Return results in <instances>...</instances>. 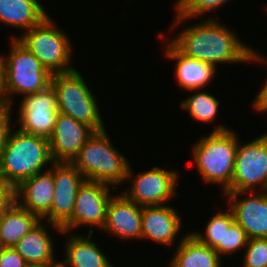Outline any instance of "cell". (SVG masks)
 <instances>
[{"instance_id":"ba28073f","label":"cell","mask_w":267,"mask_h":267,"mask_svg":"<svg viewBox=\"0 0 267 267\" xmlns=\"http://www.w3.org/2000/svg\"><path fill=\"white\" fill-rule=\"evenodd\" d=\"M261 191L267 188V134L247 144H238L234 176L231 186L225 192ZM261 184V186H260Z\"/></svg>"},{"instance_id":"e0dca14e","label":"cell","mask_w":267,"mask_h":267,"mask_svg":"<svg viewBox=\"0 0 267 267\" xmlns=\"http://www.w3.org/2000/svg\"><path fill=\"white\" fill-rule=\"evenodd\" d=\"M177 211L168 205L143 206L142 239L154 240L161 245L174 243L181 229V220Z\"/></svg>"},{"instance_id":"9c48e42d","label":"cell","mask_w":267,"mask_h":267,"mask_svg":"<svg viewBox=\"0 0 267 267\" xmlns=\"http://www.w3.org/2000/svg\"><path fill=\"white\" fill-rule=\"evenodd\" d=\"M53 166L54 199L45 219L62 234V227L73 215L77 192L85 178L71 163L55 162Z\"/></svg>"},{"instance_id":"ffe728a7","label":"cell","mask_w":267,"mask_h":267,"mask_svg":"<svg viewBox=\"0 0 267 267\" xmlns=\"http://www.w3.org/2000/svg\"><path fill=\"white\" fill-rule=\"evenodd\" d=\"M180 240L169 267H221L218 253L201 243L192 233Z\"/></svg>"},{"instance_id":"8992f818","label":"cell","mask_w":267,"mask_h":267,"mask_svg":"<svg viewBox=\"0 0 267 267\" xmlns=\"http://www.w3.org/2000/svg\"><path fill=\"white\" fill-rule=\"evenodd\" d=\"M51 85L56 91L59 113L90 126L95 132L105 130L95 95L77 69L53 74Z\"/></svg>"},{"instance_id":"83f0119b","label":"cell","mask_w":267,"mask_h":267,"mask_svg":"<svg viewBox=\"0 0 267 267\" xmlns=\"http://www.w3.org/2000/svg\"><path fill=\"white\" fill-rule=\"evenodd\" d=\"M249 241L247 233L234 221L231 225H224L223 254H229L246 247Z\"/></svg>"},{"instance_id":"cb8c5ba5","label":"cell","mask_w":267,"mask_h":267,"mask_svg":"<svg viewBox=\"0 0 267 267\" xmlns=\"http://www.w3.org/2000/svg\"><path fill=\"white\" fill-rule=\"evenodd\" d=\"M219 104L213 95L197 91L181 102V108L187 110L195 121L208 123L216 116Z\"/></svg>"},{"instance_id":"f546056e","label":"cell","mask_w":267,"mask_h":267,"mask_svg":"<svg viewBox=\"0 0 267 267\" xmlns=\"http://www.w3.org/2000/svg\"><path fill=\"white\" fill-rule=\"evenodd\" d=\"M25 259L14 249L0 247V267H27Z\"/></svg>"},{"instance_id":"44dd1931","label":"cell","mask_w":267,"mask_h":267,"mask_svg":"<svg viewBox=\"0 0 267 267\" xmlns=\"http://www.w3.org/2000/svg\"><path fill=\"white\" fill-rule=\"evenodd\" d=\"M48 16L38 0H0V22L26 31Z\"/></svg>"},{"instance_id":"5b68a950","label":"cell","mask_w":267,"mask_h":267,"mask_svg":"<svg viewBox=\"0 0 267 267\" xmlns=\"http://www.w3.org/2000/svg\"><path fill=\"white\" fill-rule=\"evenodd\" d=\"M8 57L0 56L3 90L11 104L13 93L25 95L45 90L51 85L52 74L15 37L11 38Z\"/></svg>"},{"instance_id":"d6a6232c","label":"cell","mask_w":267,"mask_h":267,"mask_svg":"<svg viewBox=\"0 0 267 267\" xmlns=\"http://www.w3.org/2000/svg\"><path fill=\"white\" fill-rule=\"evenodd\" d=\"M27 267H62L60 262L44 263V264H29Z\"/></svg>"},{"instance_id":"30bf717a","label":"cell","mask_w":267,"mask_h":267,"mask_svg":"<svg viewBox=\"0 0 267 267\" xmlns=\"http://www.w3.org/2000/svg\"><path fill=\"white\" fill-rule=\"evenodd\" d=\"M18 128L22 132L49 139L53 134L58 112L56 91L52 85L45 90L27 94L20 102Z\"/></svg>"},{"instance_id":"5bb4252c","label":"cell","mask_w":267,"mask_h":267,"mask_svg":"<svg viewBox=\"0 0 267 267\" xmlns=\"http://www.w3.org/2000/svg\"><path fill=\"white\" fill-rule=\"evenodd\" d=\"M94 132L90 126L58 113L53 134L48 139L53 161L70 163Z\"/></svg>"},{"instance_id":"3957f363","label":"cell","mask_w":267,"mask_h":267,"mask_svg":"<svg viewBox=\"0 0 267 267\" xmlns=\"http://www.w3.org/2000/svg\"><path fill=\"white\" fill-rule=\"evenodd\" d=\"M54 164L47 138L21 130L10 133L0 160V178L15 188L40 173L44 165Z\"/></svg>"},{"instance_id":"4dcf8cb0","label":"cell","mask_w":267,"mask_h":267,"mask_svg":"<svg viewBox=\"0 0 267 267\" xmlns=\"http://www.w3.org/2000/svg\"><path fill=\"white\" fill-rule=\"evenodd\" d=\"M16 202L15 187L0 178V217Z\"/></svg>"},{"instance_id":"4316f807","label":"cell","mask_w":267,"mask_h":267,"mask_svg":"<svg viewBox=\"0 0 267 267\" xmlns=\"http://www.w3.org/2000/svg\"><path fill=\"white\" fill-rule=\"evenodd\" d=\"M242 267H267V238H251L246 246Z\"/></svg>"},{"instance_id":"f1b7e54d","label":"cell","mask_w":267,"mask_h":267,"mask_svg":"<svg viewBox=\"0 0 267 267\" xmlns=\"http://www.w3.org/2000/svg\"><path fill=\"white\" fill-rule=\"evenodd\" d=\"M11 103L6 101L0 105V160L2 157L3 150L8 141V137L11 131Z\"/></svg>"},{"instance_id":"1f68e13d","label":"cell","mask_w":267,"mask_h":267,"mask_svg":"<svg viewBox=\"0 0 267 267\" xmlns=\"http://www.w3.org/2000/svg\"><path fill=\"white\" fill-rule=\"evenodd\" d=\"M265 85L260 90L258 95H256L255 100H253V107L259 112H267V79L265 80Z\"/></svg>"},{"instance_id":"52a82bcc","label":"cell","mask_w":267,"mask_h":267,"mask_svg":"<svg viewBox=\"0 0 267 267\" xmlns=\"http://www.w3.org/2000/svg\"><path fill=\"white\" fill-rule=\"evenodd\" d=\"M53 75L74 70L69 65L72 45L68 35L58 30L48 15L40 24L16 38Z\"/></svg>"},{"instance_id":"ac0fdd59","label":"cell","mask_w":267,"mask_h":267,"mask_svg":"<svg viewBox=\"0 0 267 267\" xmlns=\"http://www.w3.org/2000/svg\"><path fill=\"white\" fill-rule=\"evenodd\" d=\"M165 51L168 58L177 61L175 73L181 88L191 91L201 89L216 74L215 65L186 56L172 42L168 43Z\"/></svg>"},{"instance_id":"7402d4cb","label":"cell","mask_w":267,"mask_h":267,"mask_svg":"<svg viewBox=\"0 0 267 267\" xmlns=\"http://www.w3.org/2000/svg\"><path fill=\"white\" fill-rule=\"evenodd\" d=\"M41 219L15 202L0 217V247L13 248Z\"/></svg>"},{"instance_id":"603a6c76","label":"cell","mask_w":267,"mask_h":267,"mask_svg":"<svg viewBox=\"0 0 267 267\" xmlns=\"http://www.w3.org/2000/svg\"><path fill=\"white\" fill-rule=\"evenodd\" d=\"M40 221L30 232L13 247L29 264L56 262L52 236L46 230V224ZM43 225V226H42Z\"/></svg>"},{"instance_id":"d6986e66","label":"cell","mask_w":267,"mask_h":267,"mask_svg":"<svg viewBox=\"0 0 267 267\" xmlns=\"http://www.w3.org/2000/svg\"><path fill=\"white\" fill-rule=\"evenodd\" d=\"M92 233L93 230H89L87 238L77 234L70 235L66 240L62 267H113L98 244L91 241Z\"/></svg>"},{"instance_id":"7a4b0ae2","label":"cell","mask_w":267,"mask_h":267,"mask_svg":"<svg viewBox=\"0 0 267 267\" xmlns=\"http://www.w3.org/2000/svg\"><path fill=\"white\" fill-rule=\"evenodd\" d=\"M105 130L94 132L70 162L85 180L101 182L112 186L120 185L133 176L130 163L111 144Z\"/></svg>"},{"instance_id":"277c9868","label":"cell","mask_w":267,"mask_h":267,"mask_svg":"<svg viewBox=\"0 0 267 267\" xmlns=\"http://www.w3.org/2000/svg\"><path fill=\"white\" fill-rule=\"evenodd\" d=\"M199 140L192 148L194 165L206 183L222 184L224 193L234 176L237 135L221 125Z\"/></svg>"},{"instance_id":"836d02e7","label":"cell","mask_w":267,"mask_h":267,"mask_svg":"<svg viewBox=\"0 0 267 267\" xmlns=\"http://www.w3.org/2000/svg\"><path fill=\"white\" fill-rule=\"evenodd\" d=\"M7 100L4 95V90H3V81H2V72L0 68V105L5 103Z\"/></svg>"},{"instance_id":"2e32d148","label":"cell","mask_w":267,"mask_h":267,"mask_svg":"<svg viewBox=\"0 0 267 267\" xmlns=\"http://www.w3.org/2000/svg\"><path fill=\"white\" fill-rule=\"evenodd\" d=\"M53 168L22 181L15 188L16 202L40 219L50 212L54 199Z\"/></svg>"},{"instance_id":"9a60e30c","label":"cell","mask_w":267,"mask_h":267,"mask_svg":"<svg viewBox=\"0 0 267 267\" xmlns=\"http://www.w3.org/2000/svg\"><path fill=\"white\" fill-rule=\"evenodd\" d=\"M142 212L143 206L136 204L122 192L113 195L107 206L103 229L119 239H142Z\"/></svg>"},{"instance_id":"7c38bea8","label":"cell","mask_w":267,"mask_h":267,"mask_svg":"<svg viewBox=\"0 0 267 267\" xmlns=\"http://www.w3.org/2000/svg\"><path fill=\"white\" fill-rule=\"evenodd\" d=\"M177 180L176 171L155 166L147 172H140L133 179L131 189L122 193L140 206L163 205L176 194Z\"/></svg>"},{"instance_id":"4fadbf2b","label":"cell","mask_w":267,"mask_h":267,"mask_svg":"<svg viewBox=\"0 0 267 267\" xmlns=\"http://www.w3.org/2000/svg\"><path fill=\"white\" fill-rule=\"evenodd\" d=\"M243 193L245 191L223 193L230 199L229 208L235 221L247 233L249 239L267 238V192L258 189L250 191L251 196L246 199L239 198Z\"/></svg>"},{"instance_id":"d4e9b609","label":"cell","mask_w":267,"mask_h":267,"mask_svg":"<svg viewBox=\"0 0 267 267\" xmlns=\"http://www.w3.org/2000/svg\"><path fill=\"white\" fill-rule=\"evenodd\" d=\"M234 221L233 212L229 208L227 212H218L208 221L205 227V234L193 232L192 235H194L201 243L213 248L218 255L221 256L223 255L224 225H231Z\"/></svg>"},{"instance_id":"6da1fadb","label":"cell","mask_w":267,"mask_h":267,"mask_svg":"<svg viewBox=\"0 0 267 267\" xmlns=\"http://www.w3.org/2000/svg\"><path fill=\"white\" fill-rule=\"evenodd\" d=\"M176 38L170 40L183 54L197 60L211 63H244L264 60V57L241 39L229 28L216 19H206L180 31Z\"/></svg>"},{"instance_id":"8fae6325","label":"cell","mask_w":267,"mask_h":267,"mask_svg":"<svg viewBox=\"0 0 267 267\" xmlns=\"http://www.w3.org/2000/svg\"><path fill=\"white\" fill-rule=\"evenodd\" d=\"M109 187L105 183L85 180L78 189L73 215L62 227V233H70V230L82 224L98 226L103 230L107 206L112 197Z\"/></svg>"},{"instance_id":"484cf974","label":"cell","mask_w":267,"mask_h":267,"mask_svg":"<svg viewBox=\"0 0 267 267\" xmlns=\"http://www.w3.org/2000/svg\"><path fill=\"white\" fill-rule=\"evenodd\" d=\"M228 0H178L176 3V22L178 25L184 22L183 20L192 19L195 16H203L211 10L219 8L220 5H224ZM182 21V22H181Z\"/></svg>"}]
</instances>
